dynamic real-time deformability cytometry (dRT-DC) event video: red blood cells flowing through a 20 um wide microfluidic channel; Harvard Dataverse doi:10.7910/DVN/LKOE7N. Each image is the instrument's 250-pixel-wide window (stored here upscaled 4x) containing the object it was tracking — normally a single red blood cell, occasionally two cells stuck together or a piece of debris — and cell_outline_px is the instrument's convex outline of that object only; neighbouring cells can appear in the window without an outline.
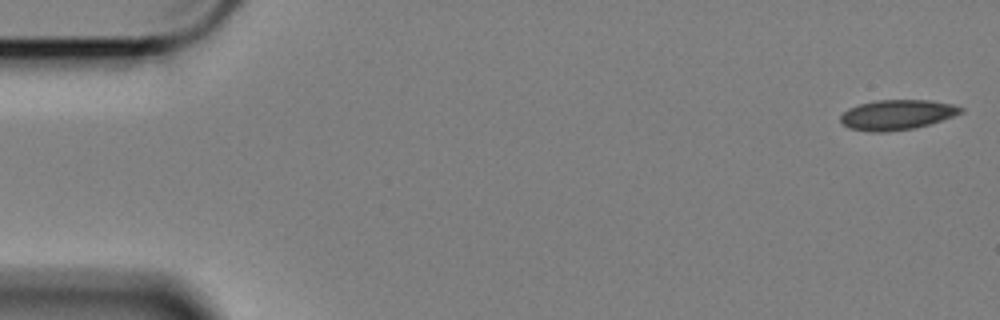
{"species": "Egyptian fruit bat (a non-hibernating species)", "species_latin": "Rousettus aegyptiacus", "temperature_condition": "cold", "stored_images_in_passage": 58, "camera_frame_rate_fps": 3000, "um_per_image_px": 0.085, "animal": {"sex": "female"}, "frame": {"image": 1, "passage_image": 1, "time_ms": 0.0, "image_size_px": [1000, 320], "cell_outline_px": [[964, 112], [928, 124], [912, 128], [888, 132], [868, 132], [848, 128], [840, 120], [840, 116], [848, 108], [860, 104], [876, 100], [928, 100], [952, 104], [964, 108]], "centroid_in_image_um": [76.21, 9.75], "position_along_channel_um": 8.8, "area_um2": 20.92}}
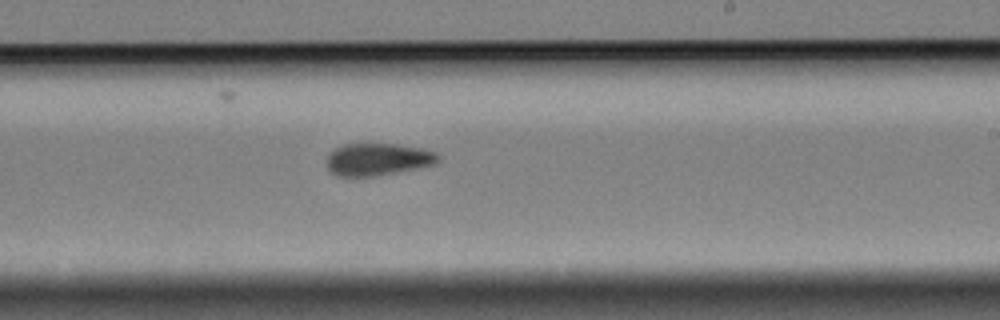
{"frame": {"image": 2, "passage_image": 34, "time_ms": 11.0, "image_size_px": [1000, 320], "cell_outline_px": [[440, 160], [436, 164], [376, 176], [336, 176], [328, 168], [328, 152], [344, 144], [396, 144], [420, 148], [436, 152], [440, 156]], "centroid_in_image_um": [32.13, 13.54], "position_along_channel_um": 256.9, "area_um2": 20.87}}
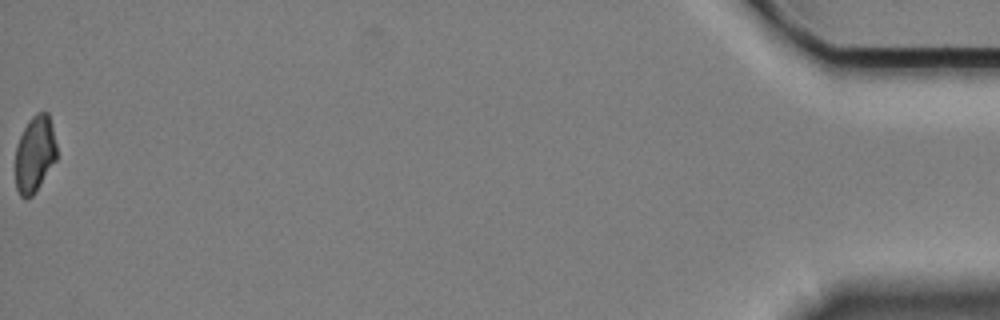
{"frame": {"image": 3, "passage_image": 58, "time_ms": 19.0, "image_size_px": [1000, 320], "cell_outline_px": [[56, 160], [36, 192], [32, 196], [24, 200], [20, 196], [16, 188], [16, 144], [28, 120], [36, 112], [48, 112], [52, 124], [56, 144]], "centroid_in_image_um": [2.96, 13.1], "position_along_channel_um": 432.2, "area_um2": 18.61}, "authors_computed_cell_mechanics": {"area_um2": 20.9814, "velocity_mm_per_s": 3.4141, "shape_relaxation_time_tau1_ms": 7.9784, "shape_relaxation_time_tau2_ms": 5.0309, "deformation_change_tau1": 0.1218, "deformation_change_tau2": 0.1012}}